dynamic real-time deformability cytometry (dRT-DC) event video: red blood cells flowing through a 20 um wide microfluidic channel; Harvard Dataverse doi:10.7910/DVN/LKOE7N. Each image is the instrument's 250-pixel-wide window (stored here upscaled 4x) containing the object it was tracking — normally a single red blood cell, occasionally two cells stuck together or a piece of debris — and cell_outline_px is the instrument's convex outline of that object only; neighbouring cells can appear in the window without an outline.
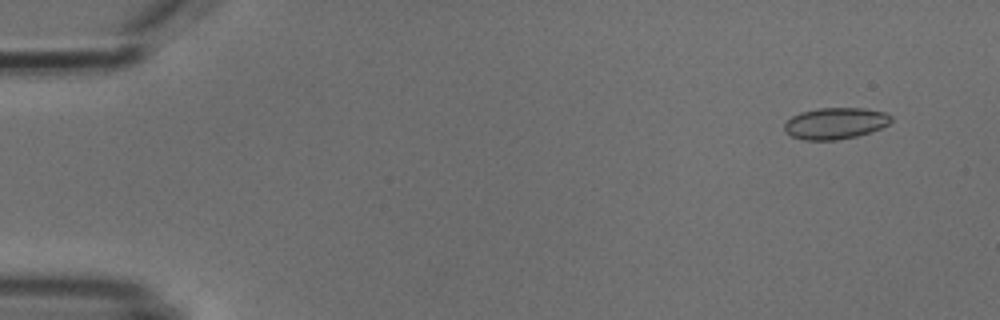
{"species": "common noctule bat (a hibernating species)", "species_latin": "Nyctalus noctula", "temperature_condition": "cold", "stored_images_in_passage": 8, "camera_frame_rate_fps": 3000, "um_per_image_px": 0.085, "animal": {"sex": "male", "body_mass_g": 18.8}, "frame": {"image": 1, "passage_image": 1, "time_ms": 0.0, "image_size_px": [1000, 320], "cell_outline_px": [[892, 120], [888, 124], [880, 128], [856, 136], [836, 140], [804, 140], [792, 136], [784, 132], [784, 124], [792, 116], [800, 112], [816, 108], [864, 108], [884, 112], [892, 116]], "centroid_in_image_um": [70.97, 10.47], "position_along_channel_um": 14.0, "area_um2": 19.54}}
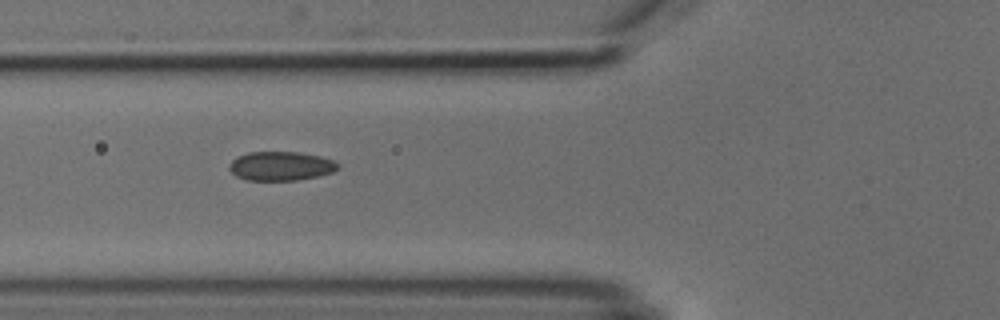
{"frame": {"image": 2, "passage_image": 5, "time_ms": 5.333, "image_size_px": [1000, 320], "cell_outline_px": [[340, 168], [332, 172], [316, 176], [296, 180], [248, 180], [236, 176], [228, 168], [228, 164], [236, 156], [248, 152], [296, 152], [320, 156], [332, 160], [340, 164]], "centroid_in_image_um": [23.84, 14.1], "position_along_channel_um": 102.0, "area_um2": 18.38}}
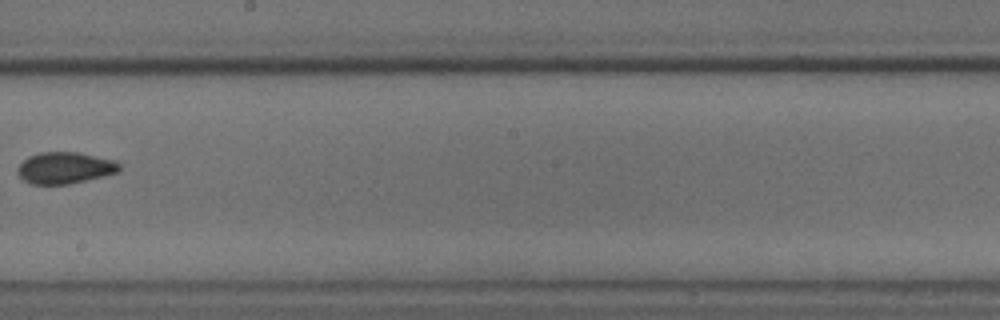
{"frame": {"image": 3, "passage_image": 8, "time_ms": 9.0, "image_size_px": [1000, 320], "cell_outline_px": [[120, 172], [104, 176], [68, 184], [32, 184], [24, 180], [16, 172], [16, 168], [28, 156], [40, 152], [80, 152], [116, 160], [120, 164]], "centroid_in_image_um": [5.54, 14.26], "position_along_channel_um": 242.7, "area_um2": 18.9}}